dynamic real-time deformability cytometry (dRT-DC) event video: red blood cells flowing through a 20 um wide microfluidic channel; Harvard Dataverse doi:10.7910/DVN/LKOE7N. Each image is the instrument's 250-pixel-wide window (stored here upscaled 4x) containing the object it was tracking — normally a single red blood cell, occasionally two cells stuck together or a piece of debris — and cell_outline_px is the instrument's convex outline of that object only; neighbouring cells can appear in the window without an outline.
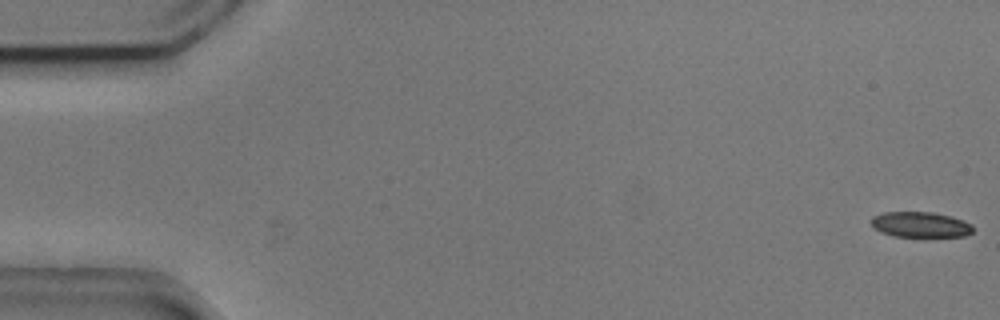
{"species": "common noctule bat (a hibernating species)", "species_latin": "Nyctalus noctula", "temperature_condition": "cold", "stored_images_in_passage": 2, "camera_frame_rate_fps": 3000, "um_per_image_px": 0.085, "animal": {"sex": "male", "body_mass_g": 20.5, "forearm_length_mm": 52.5}, "frame": {"image": 1, "passage_image": 2, "time_ms": 0.333, "image_size_px": [1000, 320], "cell_outline_px": [[972, 232], [964, 236], [892, 236], [880, 232], [872, 228], [872, 216], [884, 212], [932, 212], [952, 216], [964, 220], [972, 224]], "centroid_in_image_um": [78.22, 19.08], "position_along_channel_um": 6.8, "area_um2": 15.14}}